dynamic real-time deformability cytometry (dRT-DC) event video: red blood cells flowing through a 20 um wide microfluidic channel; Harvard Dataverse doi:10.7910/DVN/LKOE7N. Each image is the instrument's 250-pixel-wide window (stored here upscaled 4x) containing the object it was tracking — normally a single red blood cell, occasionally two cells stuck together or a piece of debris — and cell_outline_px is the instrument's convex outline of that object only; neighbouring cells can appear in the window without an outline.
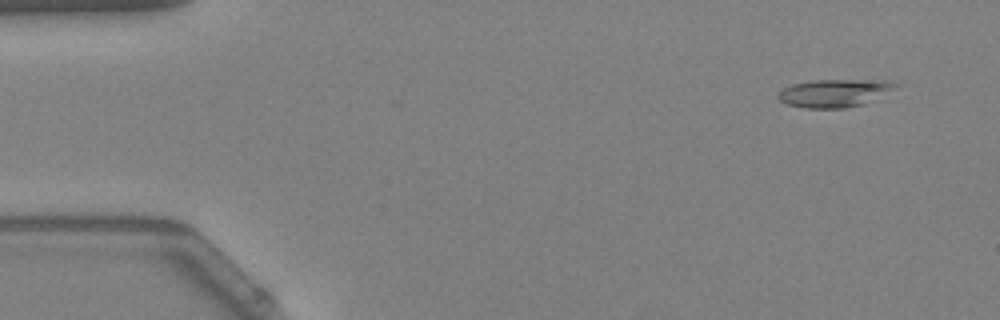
{"species": "Egyptian fruit bat (a non-hibernating species)", "species_latin": "Rousettus aegyptiacus", "temperature_condition": "warm", "stored_images_in_passage": 51, "camera_frame_rate_fps": 3000, "um_per_image_px": 0.085, "animal": {"sex": "female"}, "frame": {"image": 1, "passage_image": 1, "time_ms": 0.0, "image_size_px": [1000, 320], "cell_outline_px": [[904, 84], [864, 104], [844, 108], [804, 108], [784, 104], [776, 96], [784, 88], [792, 84], [812, 80], [884, 80]], "centroid_in_image_um": [70.94, 7.91], "position_along_channel_um": 14.1, "area_um2": 19.19}}
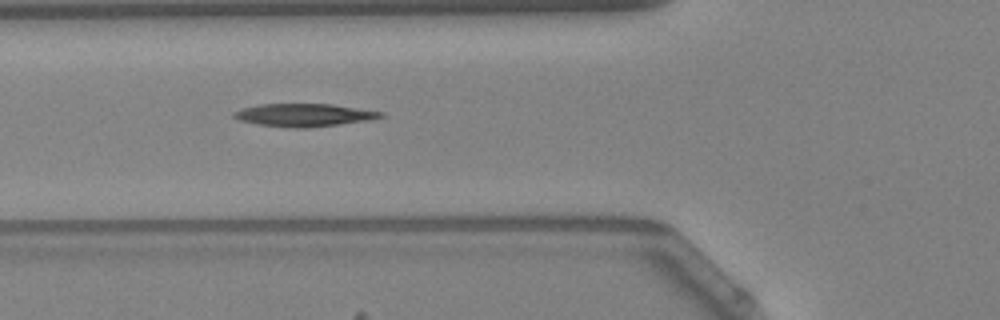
{"frame": {"image": 2, "passage_image": 17, "time_ms": 5.333, "image_size_px": [1000, 320], "cell_outline_px": [[384, 116], [368, 120], [340, 124], [304, 128], [292, 128], [260, 124], [240, 120], [232, 116], [232, 112], [240, 108], [260, 104], [332, 104], [384, 112]], "centroid_in_image_um": [25.82, 9.77], "position_along_channel_um": 100.0, "area_um2": 19.42}}
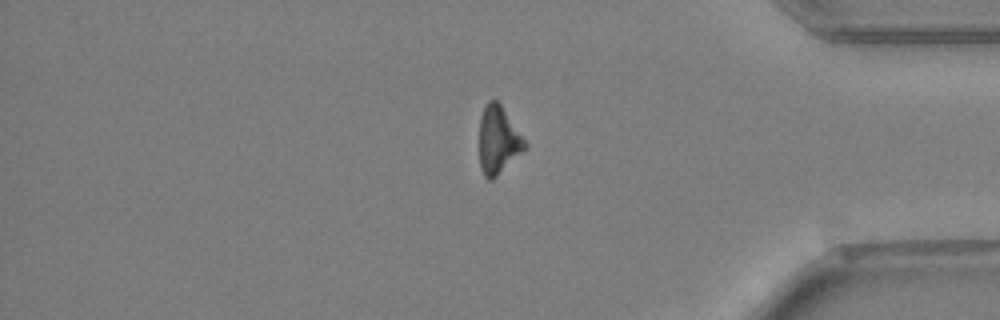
{"frame": {"image": 3, "passage_image": 42, "time_ms": 13.667, "image_size_px": [1000, 320], "cell_outline_px": [[528, 148], [492, 180], [488, 180], [484, 176], [480, 168], [480, 116], [488, 100], [496, 100], [500, 104], [528, 144]], "centroid_in_image_um": [42.36, 11.94], "position_along_channel_um": 392.8, "area_um2": 17.92}, "authors_computed_cell_mechanics": {"area_um2": 19.0162, "velocity_mm_per_s": 3.8182, "shape_relaxation_time_tau1_ms": 11.2571, "shape_relaxation_time_tau2_ms": null, "deformation_change_tau1": 0.2402, "deformation_change_tau2": null}}